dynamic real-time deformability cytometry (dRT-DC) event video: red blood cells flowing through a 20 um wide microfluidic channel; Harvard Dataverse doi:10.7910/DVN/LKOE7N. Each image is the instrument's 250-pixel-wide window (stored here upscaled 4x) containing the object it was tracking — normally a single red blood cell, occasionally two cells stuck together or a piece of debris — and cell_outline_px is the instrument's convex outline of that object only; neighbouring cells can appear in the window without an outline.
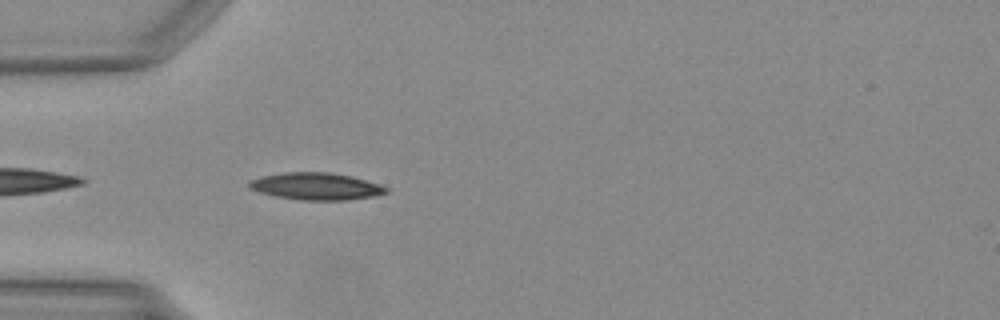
{"species": "Egyptian fruit bat (a non-hibernating species)", "species_latin": "Rousettus aegyptiacus", "temperature_condition": "warm", "stored_images_in_passage": 20, "camera_frame_rate_fps": 3000, "um_per_image_px": 0.085, "animal": {"sex": "female"}, "frame": {"image": 1, "passage_image": 2, "time_ms": 0.333, "image_size_px": [1000, 320], "cell_outline_px": [[388, 192], [372, 196], [344, 200], [300, 200], [276, 196], [260, 192], [248, 188], [248, 180], [260, 176], [284, 172], [328, 172], [352, 176], [380, 184], [388, 188]], "centroid_in_image_um": [26.83, 15.82], "position_along_channel_um": 58.2, "area_um2": 21.68}}
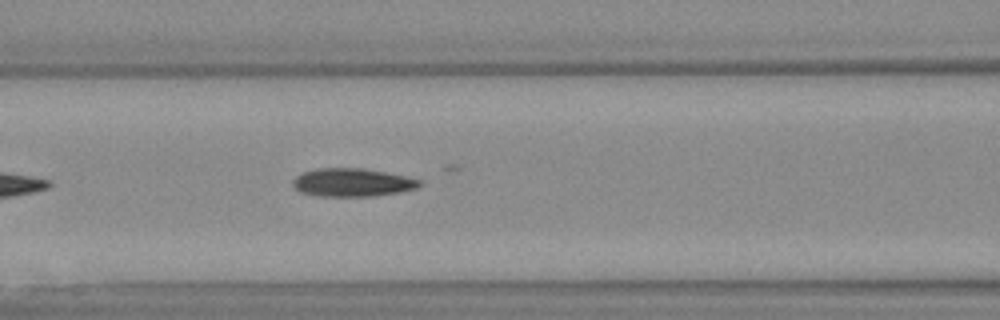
{"frame": {"image": 2, "passage_image": 8, "time_ms": 2.333, "image_size_px": [1000, 320], "cell_outline_px": [[420, 184], [416, 188], [396, 192], [372, 196], [320, 196], [300, 192], [292, 184], [292, 180], [300, 172], [316, 168], [364, 168], [404, 176], [420, 180]], "centroid_in_image_um": [29.86, 15.5], "position_along_channel_um": 136.7, "area_um2": 20.63}}
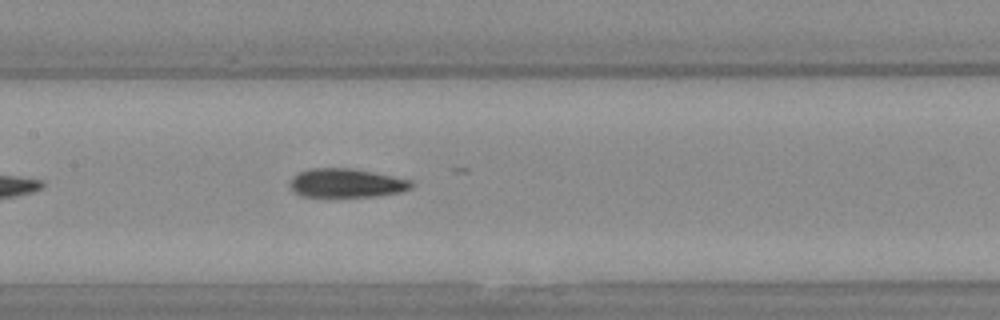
{"frame": {"image": 3, "passage_image": 11, "time_ms": 3.333, "image_size_px": [1000, 320], "cell_outline_px": [[412, 184], [408, 188], [396, 192], [372, 196], [300, 196], [292, 188], [292, 176], [308, 168], [348, 168], [412, 180]], "centroid_in_image_um": [29.38, 15.55], "position_along_channel_um": 178.0, "area_um2": 19.65}}